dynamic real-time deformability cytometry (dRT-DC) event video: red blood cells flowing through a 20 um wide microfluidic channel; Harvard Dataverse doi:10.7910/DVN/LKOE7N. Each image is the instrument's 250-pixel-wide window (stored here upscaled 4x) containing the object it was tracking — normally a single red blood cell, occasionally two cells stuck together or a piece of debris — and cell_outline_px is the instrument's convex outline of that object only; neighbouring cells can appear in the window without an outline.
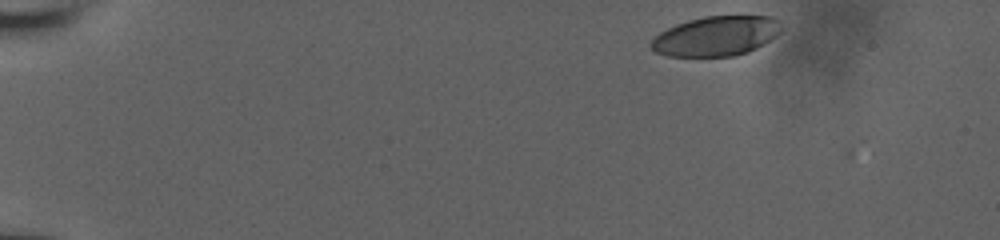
{"species": "human", "species_latin": "Homo sapiens", "temperature_condition": "room temperature", "stored_images_in_passage": 6, "camera_frame_rate_fps": 3000, "um_per_image_px": 0.085, "donor": {"sex": "male"}, "frame": {"image": 1, "passage_image": 4, "time_ms": 1.0, "image_size_px": [1000, 240], "cell_outline_px": [[780, 32], [776, 36], [756, 48], [748, 52], [736, 56], [668, 56], [656, 52], [648, 44], [660, 32], [676, 24], [688, 20], [704, 16], [772, 16], [780, 20]], "centroid_in_image_um": [60.88, 3.06], "position_along_channel_um": 24.1, "area_um2": 30.17}}